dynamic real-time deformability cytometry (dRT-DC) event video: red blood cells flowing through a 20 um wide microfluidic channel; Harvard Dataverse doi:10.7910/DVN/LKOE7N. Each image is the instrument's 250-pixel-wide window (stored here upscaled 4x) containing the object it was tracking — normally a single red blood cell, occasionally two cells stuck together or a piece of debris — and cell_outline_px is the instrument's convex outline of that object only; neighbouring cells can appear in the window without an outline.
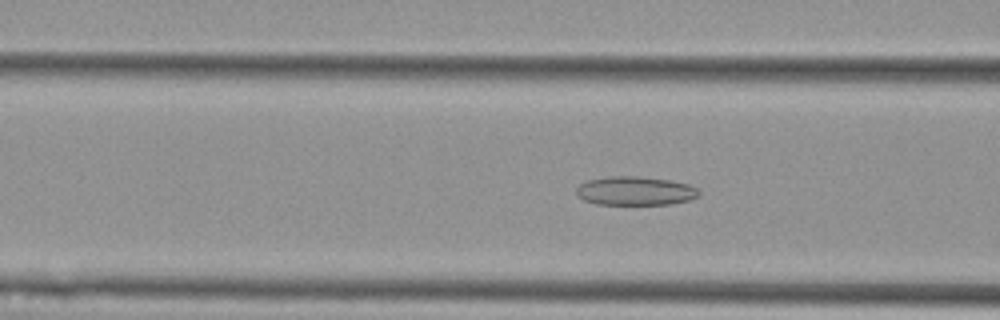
{"species": "Egyptian fruit bat (a non-hibernating species)", "species_latin": "Rousettus aegyptiacus", "temperature_condition": "cold", "stored_images_in_passage": 50, "camera_frame_rate_fps": 3000, "um_per_image_px": 0.085, "animal": {"sex": "female"}, "frame": {"image": 1, "passage_image": 15, "time_ms": 4.667, "image_size_px": [1000, 320], "cell_outline_px": [[700, 196], [688, 200], [668, 204], [596, 204], [584, 200], [576, 192], [576, 188], [580, 184], [588, 180], [612, 176], [636, 176], [668, 180], [688, 184], [696, 188], [700, 192]], "centroid_in_image_um": [54.0, 16.23], "position_along_channel_um": 112.6, "area_um2": 20.35}}
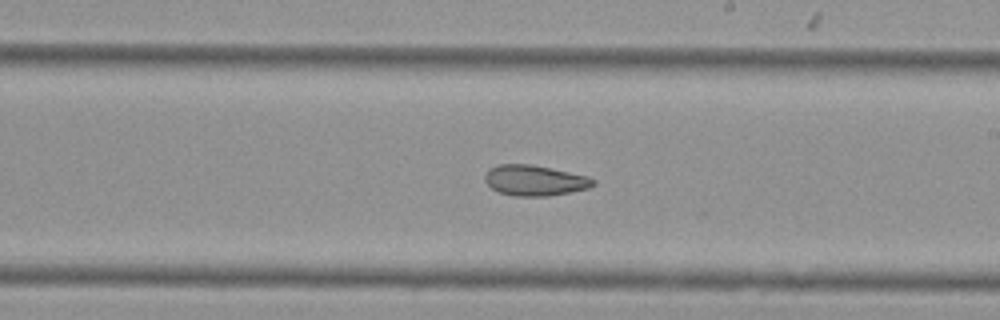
{"frame": {"image": 2, "passage_image": 26, "time_ms": 8.333, "image_size_px": [1000, 320], "cell_outline_px": [[596, 184], [588, 188], [548, 196], [512, 196], [496, 192], [484, 180], [484, 176], [488, 168], [496, 164], [532, 164], [588, 176], [596, 180]], "centroid_in_image_um": [45.41, 15.33], "position_along_channel_um": 243.6, "area_um2": 19.48}}
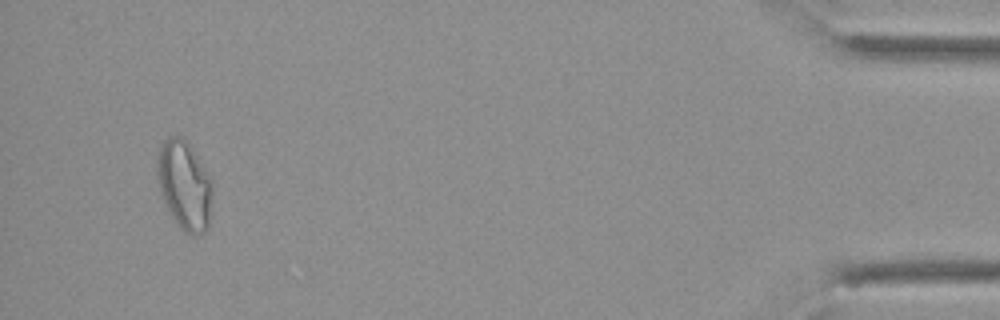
{"frame": {"image": 3, "passage_image": 47, "time_ms": 15.333, "image_size_px": [1000, 320], "cell_outline_px": [[212, 212], [208, 228], [204, 232], [192, 236], [188, 236], [180, 228], [164, 204], [156, 180], [156, 164], [160, 144], [168, 136], [180, 136], [188, 144], [200, 160], [212, 180]], "centroid_in_image_um": [15.67, 15.78], "position_along_channel_um": 419.5, "area_um2": 29.25}, "authors_computed_cell_mechanics": {"area_um2": 22.2241, "velocity_mm_per_s": 3.582, "shape_relaxation_time_tau1_ms": null, "shape_relaxation_time_tau2_ms": 4.8303, "deformation_change_tau1": null, "deformation_change_tau2": 0.1227}}